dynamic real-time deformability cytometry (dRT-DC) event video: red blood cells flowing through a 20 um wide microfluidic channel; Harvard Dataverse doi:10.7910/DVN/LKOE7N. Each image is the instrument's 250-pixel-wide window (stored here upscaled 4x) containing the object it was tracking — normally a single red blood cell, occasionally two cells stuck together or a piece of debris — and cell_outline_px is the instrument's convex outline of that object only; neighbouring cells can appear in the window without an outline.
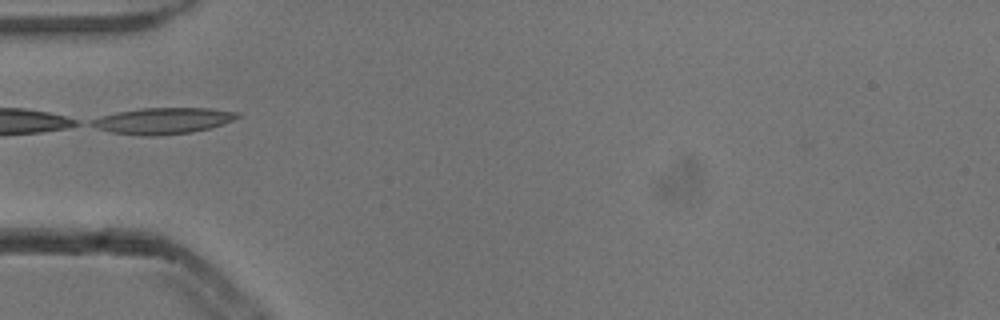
{"species": "common noctule bat (a hibernating species)", "species_latin": "Nyctalus noctula", "temperature_condition": "cold", "stored_images_in_passage": 2, "camera_frame_rate_fps": 3000, "um_per_image_px": 0.085, "animal": {"sex": "male", "body_mass_g": 13.3}, "frame": {"image": 1, "passage_image": 1, "time_ms": 0.0, "image_size_px": [1000, 320], "cell_outline_px": [[240, 116], [224, 124], [192, 132], [156, 136], [144, 136], [112, 132], [96, 128], [88, 124], [88, 120], [100, 116], [116, 112], [140, 108], [208, 108], [240, 112]], "centroid_in_image_um": [13.81, 10.26], "position_along_channel_um": 71.2, "area_um2": 22.43}}
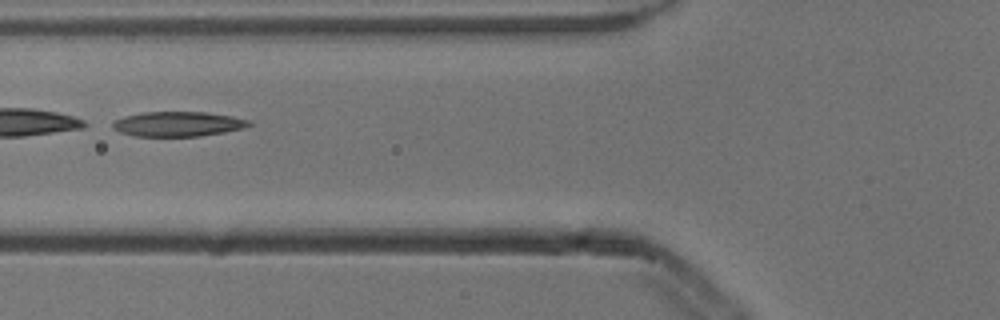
{"frame": {"image": 2, "passage_image": 2, "time_ms": 0.333, "image_size_px": [1000, 320], "cell_outline_px": [[252, 124], [244, 128], [224, 132], [200, 136], [132, 136], [120, 132], [112, 128], [112, 120], [124, 116], [144, 112], [208, 112], [232, 116], [248, 120]], "centroid_in_image_um": [15.09, 10.54], "position_along_channel_um": 110.7, "area_um2": 19.83}}